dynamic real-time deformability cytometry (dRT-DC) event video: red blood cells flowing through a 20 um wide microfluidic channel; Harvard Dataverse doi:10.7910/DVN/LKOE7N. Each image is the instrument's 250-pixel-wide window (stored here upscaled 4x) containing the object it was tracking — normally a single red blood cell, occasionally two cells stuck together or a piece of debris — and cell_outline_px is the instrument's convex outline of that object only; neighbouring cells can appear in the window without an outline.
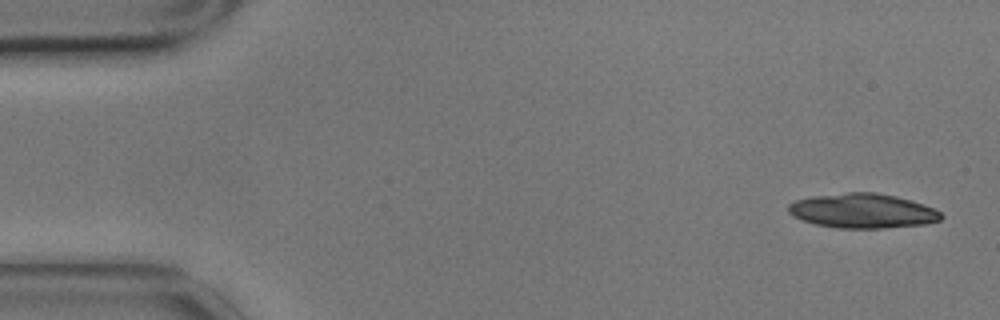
{"species": "common noctule bat (a hibernating species)", "species_latin": "Nyctalus noctula", "temperature_condition": "cold", "stored_images_in_passage": 5, "camera_frame_rate_fps": 3000, "um_per_image_px": 0.085, "animal": {"sex": "male", "body_mass_g": 17.9}, "frame": {"image": 1, "passage_image": 1, "time_ms": 0.0, "image_size_px": [1000, 320], "cell_outline_px": [[944, 216], [940, 220], [924, 224], [884, 228], [836, 228], [816, 224], [792, 216], [788, 212], [788, 204], [796, 200], [812, 196], [848, 192], [876, 192], [896, 196], [932, 208], [940, 212]], "centroid_in_image_um": [73.29, 17.92], "position_along_channel_um": 11.7, "area_um2": 30.58}}